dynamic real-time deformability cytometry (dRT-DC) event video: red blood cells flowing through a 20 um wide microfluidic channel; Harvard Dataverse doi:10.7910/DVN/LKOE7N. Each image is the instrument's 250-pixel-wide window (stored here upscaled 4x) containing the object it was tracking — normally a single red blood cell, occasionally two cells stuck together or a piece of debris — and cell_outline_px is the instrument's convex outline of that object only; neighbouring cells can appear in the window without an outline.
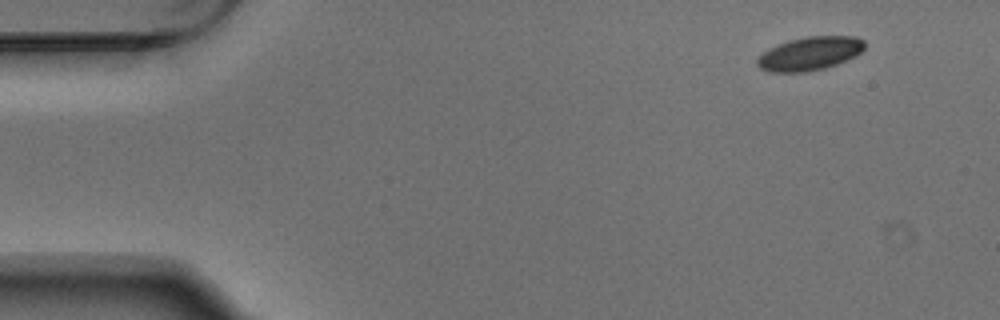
{"species": "Egyptian fruit bat (a non-hibernating species)", "species_latin": "Rousettus aegyptiacus", "temperature_condition": "warm", "stored_images_in_passage": 4, "camera_frame_rate_fps": 3000, "um_per_image_px": 0.085, "animal": {"sex": "male"}, "frame": {"image": 1, "passage_image": 1, "time_ms": 0.0, "image_size_px": [1000, 320], "cell_outline_px": [[864, 48], [856, 56], [836, 64], [824, 68], [808, 72], [768, 72], [760, 68], [756, 64], [756, 60], [764, 52], [788, 40], [808, 36], [856, 36], [864, 40]], "centroid_in_image_um": [68.85, 4.56], "position_along_channel_um": 16.2, "area_um2": 20.87}}
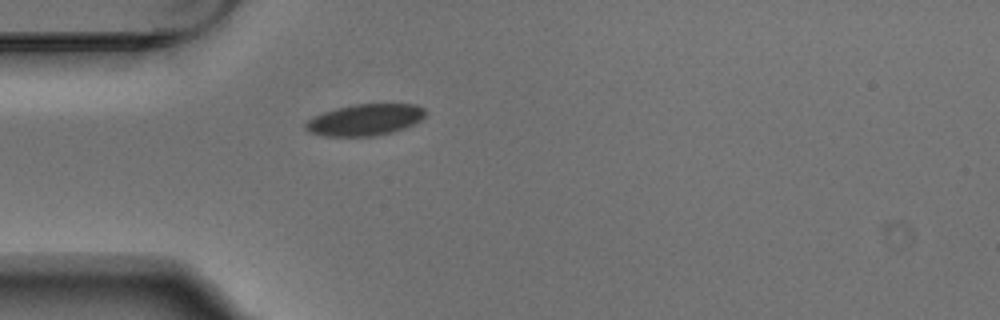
{"frame": {"image": 2, "passage_image": 4, "time_ms": 1.0, "image_size_px": [1000, 320], "cell_outline_px": [[424, 116], [420, 120], [404, 128], [392, 132], [372, 136], [324, 136], [308, 132], [304, 128], [304, 124], [312, 116], [336, 108], [352, 104], [416, 104], [424, 108]], "centroid_in_image_um": [30.97, 10.18], "position_along_channel_um": 54.0, "area_um2": 21.96}}